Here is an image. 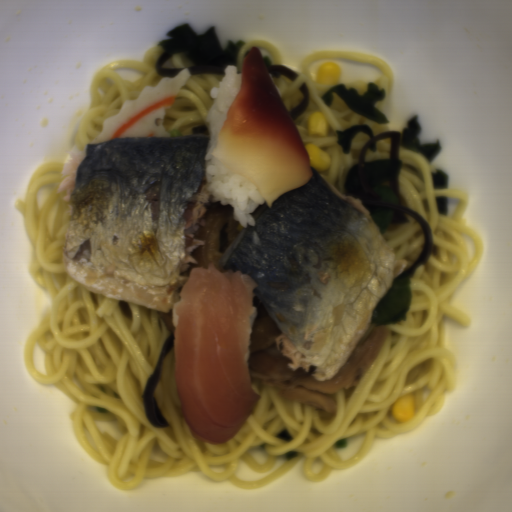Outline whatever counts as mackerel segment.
Returning <instances> with one entry per match:
<instances>
[{
	"label": "mackerel segment",
	"instance_id": "2",
	"mask_svg": "<svg viewBox=\"0 0 512 512\" xmlns=\"http://www.w3.org/2000/svg\"><path fill=\"white\" fill-rule=\"evenodd\" d=\"M307 183L264 200L219 270L256 281L252 306L269 315L274 343L318 381L339 373L394 284L397 259L359 199L312 167Z\"/></svg>",
	"mask_w": 512,
	"mask_h": 512
},
{
	"label": "mackerel segment",
	"instance_id": "1",
	"mask_svg": "<svg viewBox=\"0 0 512 512\" xmlns=\"http://www.w3.org/2000/svg\"><path fill=\"white\" fill-rule=\"evenodd\" d=\"M210 135L113 138L71 147L58 188L69 211L68 276L84 288L173 314L198 264L213 196Z\"/></svg>",
	"mask_w": 512,
	"mask_h": 512
}]
</instances>
